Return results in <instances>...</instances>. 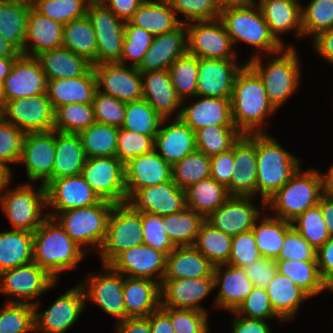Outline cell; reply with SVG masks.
<instances>
[{"instance_id":"obj_1","label":"cell","mask_w":333,"mask_h":333,"mask_svg":"<svg viewBox=\"0 0 333 333\" xmlns=\"http://www.w3.org/2000/svg\"><path fill=\"white\" fill-rule=\"evenodd\" d=\"M230 103L233 123L242 134L266 133V118L277 111L262 79L247 62L235 77Z\"/></svg>"},{"instance_id":"obj_2","label":"cell","mask_w":333,"mask_h":333,"mask_svg":"<svg viewBox=\"0 0 333 333\" xmlns=\"http://www.w3.org/2000/svg\"><path fill=\"white\" fill-rule=\"evenodd\" d=\"M32 249L33 262L57 281L62 271L77 268L86 255L56 219L50 216L33 232Z\"/></svg>"},{"instance_id":"obj_3","label":"cell","mask_w":333,"mask_h":333,"mask_svg":"<svg viewBox=\"0 0 333 333\" xmlns=\"http://www.w3.org/2000/svg\"><path fill=\"white\" fill-rule=\"evenodd\" d=\"M219 19L223 22L234 48L238 42L253 46L252 54L245 59L246 62L260 55H269V59L272 57L270 55L283 48L270 33L258 5L240 3L224 6Z\"/></svg>"},{"instance_id":"obj_4","label":"cell","mask_w":333,"mask_h":333,"mask_svg":"<svg viewBox=\"0 0 333 333\" xmlns=\"http://www.w3.org/2000/svg\"><path fill=\"white\" fill-rule=\"evenodd\" d=\"M298 55L295 47H283L273 53L267 63L262 59L268 55H260L247 61L262 79L268 100L277 110L301 86L302 68Z\"/></svg>"},{"instance_id":"obj_5","label":"cell","mask_w":333,"mask_h":333,"mask_svg":"<svg viewBox=\"0 0 333 333\" xmlns=\"http://www.w3.org/2000/svg\"><path fill=\"white\" fill-rule=\"evenodd\" d=\"M269 133H256L257 196L269 200L300 169V158ZM260 193V194H259Z\"/></svg>"},{"instance_id":"obj_6","label":"cell","mask_w":333,"mask_h":333,"mask_svg":"<svg viewBox=\"0 0 333 333\" xmlns=\"http://www.w3.org/2000/svg\"><path fill=\"white\" fill-rule=\"evenodd\" d=\"M323 195L320 172L300 169L269 200L266 209L273 216L292 222L310 207L319 204ZM275 214V215H274Z\"/></svg>"},{"instance_id":"obj_7","label":"cell","mask_w":333,"mask_h":333,"mask_svg":"<svg viewBox=\"0 0 333 333\" xmlns=\"http://www.w3.org/2000/svg\"><path fill=\"white\" fill-rule=\"evenodd\" d=\"M7 185L0 192V206L13 230L33 233L48 217L43 213L47 208L46 187L41 184L25 182L9 189ZM3 192V194H2Z\"/></svg>"},{"instance_id":"obj_8","label":"cell","mask_w":333,"mask_h":333,"mask_svg":"<svg viewBox=\"0 0 333 333\" xmlns=\"http://www.w3.org/2000/svg\"><path fill=\"white\" fill-rule=\"evenodd\" d=\"M113 206L114 203L101 200L95 205L59 212L54 218L87 254L94 250L98 252Z\"/></svg>"},{"instance_id":"obj_9","label":"cell","mask_w":333,"mask_h":333,"mask_svg":"<svg viewBox=\"0 0 333 333\" xmlns=\"http://www.w3.org/2000/svg\"><path fill=\"white\" fill-rule=\"evenodd\" d=\"M141 212L127 203L114 204L98 254L101 265H108L119 253L143 244Z\"/></svg>"},{"instance_id":"obj_10","label":"cell","mask_w":333,"mask_h":333,"mask_svg":"<svg viewBox=\"0 0 333 333\" xmlns=\"http://www.w3.org/2000/svg\"><path fill=\"white\" fill-rule=\"evenodd\" d=\"M57 283L55 278L35 262L0 273V293L9 296L5 302L34 305L41 295L55 288Z\"/></svg>"},{"instance_id":"obj_11","label":"cell","mask_w":333,"mask_h":333,"mask_svg":"<svg viewBox=\"0 0 333 333\" xmlns=\"http://www.w3.org/2000/svg\"><path fill=\"white\" fill-rule=\"evenodd\" d=\"M102 271L88 274L80 285L85 294V301L93 302L103 312L116 318V322L126 319L123 299L125 276L114 271L109 265H102Z\"/></svg>"},{"instance_id":"obj_12","label":"cell","mask_w":333,"mask_h":333,"mask_svg":"<svg viewBox=\"0 0 333 333\" xmlns=\"http://www.w3.org/2000/svg\"><path fill=\"white\" fill-rule=\"evenodd\" d=\"M81 175L101 200L126 202L125 165L116 156L87 158Z\"/></svg>"},{"instance_id":"obj_13","label":"cell","mask_w":333,"mask_h":333,"mask_svg":"<svg viewBox=\"0 0 333 333\" xmlns=\"http://www.w3.org/2000/svg\"><path fill=\"white\" fill-rule=\"evenodd\" d=\"M41 301L34 307L35 333H65L78 321L86 308L85 294L80 284L70 288L40 312Z\"/></svg>"},{"instance_id":"obj_14","label":"cell","mask_w":333,"mask_h":333,"mask_svg":"<svg viewBox=\"0 0 333 333\" xmlns=\"http://www.w3.org/2000/svg\"><path fill=\"white\" fill-rule=\"evenodd\" d=\"M188 52L204 59H237L238 52L218 18L186 24Z\"/></svg>"},{"instance_id":"obj_15","label":"cell","mask_w":333,"mask_h":333,"mask_svg":"<svg viewBox=\"0 0 333 333\" xmlns=\"http://www.w3.org/2000/svg\"><path fill=\"white\" fill-rule=\"evenodd\" d=\"M97 42V65L120 62L123 52L125 22L104 5H89L87 13Z\"/></svg>"},{"instance_id":"obj_16","label":"cell","mask_w":333,"mask_h":333,"mask_svg":"<svg viewBox=\"0 0 333 333\" xmlns=\"http://www.w3.org/2000/svg\"><path fill=\"white\" fill-rule=\"evenodd\" d=\"M2 117L25 134L54 130V109L47 93L7 101Z\"/></svg>"},{"instance_id":"obj_17","label":"cell","mask_w":333,"mask_h":333,"mask_svg":"<svg viewBox=\"0 0 333 333\" xmlns=\"http://www.w3.org/2000/svg\"><path fill=\"white\" fill-rule=\"evenodd\" d=\"M55 162V130L26 133L18 164L25 166L28 183L40 181L46 185L53 179Z\"/></svg>"},{"instance_id":"obj_18","label":"cell","mask_w":333,"mask_h":333,"mask_svg":"<svg viewBox=\"0 0 333 333\" xmlns=\"http://www.w3.org/2000/svg\"><path fill=\"white\" fill-rule=\"evenodd\" d=\"M92 67L100 92L125 103L143 99L142 74L137 67L119 62Z\"/></svg>"},{"instance_id":"obj_19","label":"cell","mask_w":333,"mask_h":333,"mask_svg":"<svg viewBox=\"0 0 333 333\" xmlns=\"http://www.w3.org/2000/svg\"><path fill=\"white\" fill-rule=\"evenodd\" d=\"M254 199L255 197L231 196L213 211L206 220L215 228L231 237L251 230L263 215L262 213L267 211L265 201H262V207L258 209Z\"/></svg>"},{"instance_id":"obj_20","label":"cell","mask_w":333,"mask_h":333,"mask_svg":"<svg viewBox=\"0 0 333 333\" xmlns=\"http://www.w3.org/2000/svg\"><path fill=\"white\" fill-rule=\"evenodd\" d=\"M45 187L46 209H51L47 214L53 218L59 212L95 205L101 201L81 174L52 179Z\"/></svg>"},{"instance_id":"obj_21","label":"cell","mask_w":333,"mask_h":333,"mask_svg":"<svg viewBox=\"0 0 333 333\" xmlns=\"http://www.w3.org/2000/svg\"><path fill=\"white\" fill-rule=\"evenodd\" d=\"M166 255L146 244L119 253L108 265L129 278L150 279L162 283Z\"/></svg>"},{"instance_id":"obj_22","label":"cell","mask_w":333,"mask_h":333,"mask_svg":"<svg viewBox=\"0 0 333 333\" xmlns=\"http://www.w3.org/2000/svg\"><path fill=\"white\" fill-rule=\"evenodd\" d=\"M237 60L198 58L196 96L231 98L235 77L246 63Z\"/></svg>"},{"instance_id":"obj_23","label":"cell","mask_w":333,"mask_h":333,"mask_svg":"<svg viewBox=\"0 0 333 333\" xmlns=\"http://www.w3.org/2000/svg\"><path fill=\"white\" fill-rule=\"evenodd\" d=\"M213 290H215L214 277L163 279L160 284V307L193 309L209 313L200 303Z\"/></svg>"},{"instance_id":"obj_24","label":"cell","mask_w":333,"mask_h":333,"mask_svg":"<svg viewBox=\"0 0 333 333\" xmlns=\"http://www.w3.org/2000/svg\"><path fill=\"white\" fill-rule=\"evenodd\" d=\"M125 203L136 212L145 211L160 216L174 214L186 207L185 192L173 179L134 191Z\"/></svg>"},{"instance_id":"obj_25","label":"cell","mask_w":333,"mask_h":333,"mask_svg":"<svg viewBox=\"0 0 333 333\" xmlns=\"http://www.w3.org/2000/svg\"><path fill=\"white\" fill-rule=\"evenodd\" d=\"M227 191L230 196L256 198V133L242 134L234 143V170Z\"/></svg>"},{"instance_id":"obj_26","label":"cell","mask_w":333,"mask_h":333,"mask_svg":"<svg viewBox=\"0 0 333 333\" xmlns=\"http://www.w3.org/2000/svg\"><path fill=\"white\" fill-rule=\"evenodd\" d=\"M7 101L47 92V79L35 57L20 55L3 82Z\"/></svg>"},{"instance_id":"obj_27","label":"cell","mask_w":333,"mask_h":333,"mask_svg":"<svg viewBox=\"0 0 333 333\" xmlns=\"http://www.w3.org/2000/svg\"><path fill=\"white\" fill-rule=\"evenodd\" d=\"M172 179V166L154 149L125 164L126 199L137 190Z\"/></svg>"},{"instance_id":"obj_28","label":"cell","mask_w":333,"mask_h":333,"mask_svg":"<svg viewBox=\"0 0 333 333\" xmlns=\"http://www.w3.org/2000/svg\"><path fill=\"white\" fill-rule=\"evenodd\" d=\"M190 99L194 102H188ZM179 118L194 132L210 125H234L230 98L194 96L183 100Z\"/></svg>"},{"instance_id":"obj_29","label":"cell","mask_w":333,"mask_h":333,"mask_svg":"<svg viewBox=\"0 0 333 333\" xmlns=\"http://www.w3.org/2000/svg\"><path fill=\"white\" fill-rule=\"evenodd\" d=\"M187 51V28L186 24H181L171 32L153 37L151 46L137 69L140 72L168 70Z\"/></svg>"},{"instance_id":"obj_30","label":"cell","mask_w":333,"mask_h":333,"mask_svg":"<svg viewBox=\"0 0 333 333\" xmlns=\"http://www.w3.org/2000/svg\"><path fill=\"white\" fill-rule=\"evenodd\" d=\"M213 275L214 288H219L213 306L228 312H234L254 288L243 268L215 265Z\"/></svg>"},{"instance_id":"obj_31","label":"cell","mask_w":333,"mask_h":333,"mask_svg":"<svg viewBox=\"0 0 333 333\" xmlns=\"http://www.w3.org/2000/svg\"><path fill=\"white\" fill-rule=\"evenodd\" d=\"M143 99L162 119L179 118L182 100L178 97L169 70L141 72ZM176 115H175V114Z\"/></svg>"},{"instance_id":"obj_32","label":"cell","mask_w":333,"mask_h":333,"mask_svg":"<svg viewBox=\"0 0 333 333\" xmlns=\"http://www.w3.org/2000/svg\"><path fill=\"white\" fill-rule=\"evenodd\" d=\"M163 119L160 129L154 138V149L171 166L195 151V132L180 118L168 123Z\"/></svg>"},{"instance_id":"obj_33","label":"cell","mask_w":333,"mask_h":333,"mask_svg":"<svg viewBox=\"0 0 333 333\" xmlns=\"http://www.w3.org/2000/svg\"><path fill=\"white\" fill-rule=\"evenodd\" d=\"M259 8L269 26L270 33L280 45L295 47L292 44L286 46L281 37L290 31L294 32L293 35L297 39H303L299 0H265L259 5Z\"/></svg>"},{"instance_id":"obj_34","label":"cell","mask_w":333,"mask_h":333,"mask_svg":"<svg viewBox=\"0 0 333 333\" xmlns=\"http://www.w3.org/2000/svg\"><path fill=\"white\" fill-rule=\"evenodd\" d=\"M64 25L30 8L24 37L23 55L38 54L62 47Z\"/></svg>"},{"instance_id":"obj_35","label":"cell","mask_w":333,"mask_h":333,"mask_svg":"<svg viewBox=\"0 0 333 333\" xmlns=\"http://www.w3.org/2000/svg\"><path fill=\"white\" fill-rule=\"evenodd\" d=\"M97 91L93 67L83 76L47 80V96L54 111L70 103H92Z\"/></svg>"},{"instance_id":"obj_36","label":"cell","mask_w":333,"mask_h":333,"mask_svg":"<svg viewBox=\"0 0 333 333\" xmlns=\"http://www.w3.org/2000/svg\"><path fill=\"white\" fill-rule=\"evenodd\" d=\"M123 299L126 319L148 317L161 306L160 283L150 279L125 276Z\"/></svg>"},{"instance_id":"obj_37","label":"cell","mask_w":333,"mask_h":333,"mask_svg":"<svg viewBox=\"0 0 333 333\" xmlns=\"http://www.w3.org/2000/svg\"><path fill=\"white\" fill-rule=\"evenodd\" d=\"M214 265L194 246H178L166 256L163 279L214 277Z\"/></svg>"},{"instance_id":"obj_38","label":"cell","mask_w":333,"mask_h":333,"mask_svg":"<svg viewBox=\"0 0 333 333\" xmlns=\"http://www.w3.org/2000/svg\"><path fill=\"white\" fill-rule=\"evenodd\" d=\"M35 58L47 80L83 76L92 68V63L86 58L64 47L42 52Z\"/></svg>"},{"instance_id":"obj_39","label":"cell","mask_w":333,"mask_h":333,"mask_svg":"<svg viewBox=\"0 0 333 333\" xmlns=\"http://www.w3.org/2000/svg\"><path fill=\"white\" fill-rule=\"evenodd\" d=\"M275 314L287 322L296 317L300 306L311 297L289 277L276 273L266 288Z\"/></svg>"},{"instance_id":"obj_40","label":"cell","mask_w":333,"mask_h":333,"mask_svg":"<svg viewBox=\"0 0 333 333\" xmlns=\"http://www.w3.org/2000/svg\"><path fill=\"white\" fill-rule=\"evenodd\" d=\"M167 0H145L129 22L152 35L171 32L182 23Z\"/></svg>"},{"instance_id":"obj_41","label":"cell","mask_w":333,"mask_h":333,"mask_svg":"<svg viewBox=\"0 0 333 333\" xmlns=\"http://www.w3.org/2000/svg\"><path fill=\"white\" fill-rule=\"evenodd\" d=\"M86 160L78 134L55 131L53 179L80 175Z\"/></svg>"},{"instance_id":"obj_42","label":"cell","mask_w":333,"mask_h":333,"mask_svg":"<svg viewBox=\"0 0 333 333\" xmlns=\"http://www.w3.org/2000/svg\"><path fill=\"white\" fill-rule=\"evenodd\" d=\"M31 7L24 0H0V34L22 55Z\"/></svg>"},{"instance_id":"obj_43","label":"cell","mask_w":333,"mask_h":333,"mask_svg":"<svg viewBox=\"0 0 333 333\" xmlns=\"http://www.w3.org/2000/svg\"><path fill=\"white\" fill-rule=\"evenodd\" d=\"M33 233L23 230L0 232V273L33 262Z\"/></svg>"},{"instance_id":"obj_44","label":"cell","mask_w":333,"mask_h":333,"mask_svg":"<svg viewBox=\"0 0 333 333\" xmlns=\"http://www.w3.org/2000/svg\"><path fill=\"white\" fill-rule=\"evenodd\" d=\"M185 205L205 219L231 196L227 188L213 178H207L184 190Z\"/></svg>"},{"instance_id":"obj_45","label":"cell","mask_w":333,"mask_h":333,"mask_svg":"<svg viewBox=\"0 0 333 333\" xmlns=\"http://www.w3.org/2000/svg\"><path fill=\"white\" fill-rule=\"evenodd\" d=\"M62 47L97 65L96 35L87 15L64 24Z\"/></svg>"},{"instance_id":"obj_46","label":"cell","mask_w":333,"mask_h":333,"mask_svg":"<svg viewBox=\"0 0 333 333\" xmlns=\"http://www.w3.org/2000/svg\"><path fill=\"white\" fill-rule=\"evenodd\" d=\"M263 214L252 228L259 254L277 259L282 249L286 231L292 226L281 218Z\"/></svg>"},{"instance_id":"obj_47","label":"cell","mask_w":333,"mask_h":333,"mask_svg":"<svg viewBox=\"0 0 333 333\" xmlns=\"http://www.w3.org/2000/svg\"><path fill=\"white\" fill-rule=\"evenodd\" d=\"M276 262L277 271L293 280L311 298L320 295L323 291H332L322 280L317 261L276 259Z\"/></svg>"},{"instance_id":"obj_48","label":"cell","mask_w":333,"mask_h":333,"mask_svg":"<svg viewBox=\"0 0 333 333\" xmlns=\"http://www.w3.org/2000/svg\"><path fill=\"white\" fill-rule=\"evenodd\" d=\"M165 232L175 247L193 246L205 218L187 206L174 214L162 216Z\"/></svg>"},{"instance_id":"obj_49","label":"cell","mask_w":333,"mask_h":333,"mask_svg":"<svg viewBox=\"0 0 333 333\" xmlns=\"http://www.w3.org/2000/svg\"><path fill=\"white\" fill-rule=\"evenodd\" d=\"M231 245L232 237L218 230L205 219L193 246L215 266L228 262Z\"/></svg>"},{"instance_id":"obj_50","label":"cell","mask_w":333,"mask_h":333,"mask_svg":"<svg viewBox=\"0 0 333 333\" xmlns=\"http://www.w3.org/2000/svg\"><path fill=\"white\" fill-rule=\"evenodd\" d=\"M119 128L95 122L78 136L87 158L116 156Z\"/></svg>"},{"instance_id":"obj_51","label":"cell","mask_w":333,"mask_h":333,"mask_svg":"<svg viewBox=\"0 0 333 333\" xmlns=\"http://www.w3.org/2000/svg\"><path fill=\"white\" fill-rule=\"evenodd\" d=\"M242 133L235 125H210L195 132L196 148L211 157L232 148Z\"/></svg>"},{"instance_id":"obj_52","label":"cell","mask_w":333,"mask_h":333,"mask_svg":"<svg viewBox=\"0 0 333 333\" xmlns=\"http://www.w3.org/2000/svg\"><path fill=\"white\" fill-rule=\"evenodd\" d=\"M210 174V157L197 149L172 165V179L182 190L210 178Z\"/></svg>"},{"instance_id":"obj_53","label":"cell","mask_w":333,"mask_h":333,"mask_svg":"<svg viewBox=\"0 0 333 333\" xmlns=\"http://www.w3.org/2000/svg\"><path fill=\"white\" fill-rule=\"evenodd\" d=\"M162 121L155 109L145 99H140L126 103L125 118L121 128L155 137Z\"/></svg>"},{"instance_id":"obj_54","label":"cell","mask_w":333,"mask_h":333,"mask_svg":"<svg viewBox=\"0 0 333 333\" xmlns=\"http://www.w3.org/2000/svg\"><path fill=\"white\" fill-rule=\"evenodd\" d=\"M172 85L183 101L196 96L198 57L188 51L177 58L169 67Z\"/></svg>"},{"instance_id":"obj_55","label":"cell","mask_w":333,"mask_h":333,"mask_svg":"<svg viewBox=\"0 0 333 333\" xmlns=\"http://www.w3.org/2000/svg\"><path fill=\"white\" fill-rule=\"evenodd\" d=\"M95 122L92 103H70L54 111V130L58 132L78 134Z\"/></svg>"},{"instance_id":"obj_56","label":"cell","mask_w":333,"mask_h":333,"mask_svg":"<svg viewBox=\"0 0 333 333\" xmlns=\"http://www.w3.org/2000/svg\"><path fill=\"white\" fill-rule=\"evenodd\" d=\"M303 38L312 41L321 32L333 28V0H310L301 3Z\"/></svg>"},{"instance_id":"obj_57","label":"cell","mask_w":333,"mask_h":333,"mask_svg":"<svg viewBox=\"0 0 333 333\" xmlns=\"http://www.w3.org/2000/svg\"><path fill=\"white\" fill-rule=\"evenodd\" d=\"M292 227L316 250L330 237L327 224L317 204L301 213L291 222Z\"/></svg>"},{"instance_id":"obj_58","label":"cell","mask_w":333,"mask_h":333,"mask_svg":"<svg viewBox=\"0 0 333 333\" xmlns=\"http://www.w3.org/2000/svg\"><path fill=\"white\" fill-rule=\"evenodd\" d=\"M0 308V333H35L34 307L29 303L5 302Z\"/></svg>"},{"instance_id":"obj_59","label":"cell","mask_w":333,"mask_h":333,"mask_svg":"<svg viewBox=\"0 0 333 333\" xmlns=\"http://www.w3.org/2000/svg\"><path fill=\"white\" fill-rule=\"evenodd\" d=\"M85 0H36L32 7L41 15L60 22L63 25L87 13Z\"/></svg>"},{"instance_id":"obj_60","label":"cell","mask_w":333,"mask_h":333,"mask_svg":"<svg viewBox=\"0 0 333 333\" xmlns=\"http://www.w3.org/2000/svg\"><path fill=\"white\" fill-rule=\"evenodd\" d=\"M153 37L145 29L125 22L123 52L119 63L137 67L151 46ZM128 61L131 63L128 64Z\"/></svg>"},{"instance_id":"obj_61","label":"cell","mask_w":333,"mask_h":333,"mask_svg":"<svg viewBox=\"0 0 333 333\" xmlns=\"http://www.w3.org/2000/svg\"><path fill=\"white\" fill-rule=\"evenodd\" d=\"M182 24L214 20L220 17L221 7L215 0H167Z\"/></svg>"},{"instance_id":"obj_62","label":"cell","mask_w":333,"mask_h":333,"mask_svg":"<svg viewBox=\"0 0 333 333\" xmlns=\"http://www.w3.org/2000/svg\"><path fill=\"white\" fill-rule=\"evenodd\" d=\"M154 138L119 128L116 157L125 165L136 156L154 150Z\"/></svg>"},{"instance_id":"obj_63","label":"cell","mask_w":333,"mask_h":333,"mask_svg":"<svg viewBox=\"0 0 333 333\" xmlns=\"http://www.w3.org/2000/svg\"><path fill=\"white\" fill-rule=\"evenodd\" d=\"M169 317L175 333H206L209 314L193 309L160 307Z\"/></svg>"},{"instance_id":"obj_64","label":"cell","mask_w":333,"mask_h":333,"mask_svg":"<svg viewBox=\"0 0 333 333\" xmlns=\"http://www.w3.org/2000/svg\"><path fill=\"white\" fill-rule=\"evenodd\" d=\"M92 104L95 121L97 123L107 124L117 128L123 125L126 111L125 102L97 90Z\"/></svg>"},{"instance_id":"obj_65","label":"cell","mask_w":333,"mask_h":333,"mask_svg":"<svg viewBox=\"0 0 333 333\" xmlns=\"http://www.w3.org/2000/svg\"><path fill=\"white\" fill-rule=\"evenodd\" d=\"M143 243L163 252L166 256L175 249L165 232L162 216L141 212Z\"/></svg>"},{"instance_id":"obj_66","label":"cell","mask_w":333,"mask_h":333,"mask_svg":"<svg viewBox=\"0 0 333 333\" xmlns=\"http://www.w3.org/2000/svg\"><path fill=\"white\" fill-rule=\"evenodd\" d=\"M234 313L254 319H279L281 323L283 322L275 314L267 291L262 287H254Z\"/></svg>"},{"instance_id":"obj_67","label":"cell","mask_w":333,"mask_h":333,"mask_svg":"<svg viewBox=\"0 0 333 333\" xmlns=\"http://www.w3.org/2000/svg\"><path fill=\"white\" fill-rule=\"evenodd\" d=\"M24 135L21 129L0 119V160L9 168L19 163Z\"/></svg>"},{"instance_id":"obj_68","label":"cell","mask_w":333,"mask_h":333,"mask_svg":"<svg viewBox=\"0 0 333 333\" xmlns=\"http://www.w3.org/2000/svg\"><path fill=\"white\" fill-rule=\"evenodd\" d=\"M260 257L261 255L251 229L232 237L231 253L226 264L244 268Z\"/></svg>"},{"instance_id":"obj_69","label":"cell","mask_w":333,"mask_h":333,"mask_svg":"<svg viewBox=\"0 0 333 333\" xmlns=\"http://www.w3.org/2000/svg\"><path fill=\"white\" fill-rule=\"evenodd\" d=\"M314 249L292 226L286 231L284 243L277 259L317 261Z\"/></svg>"},{"instance_id":"obj_70","label":"cell","mask_w":333,"mask_h":333,"mask_svg":"<svg viewBox=\"0 0 333 333\" xmlns=\"http://www.w3.org/2000/svg\"><path fill=\"white\" fill-rule=\"evenodd\" d=\"M243 269L254 287H262L264 289L268 287V284L278 272L276 260L263 256L254 261L251 265H246Z\"/></svg>"},{"instance_id":"obj_71","label":"cell","mask_w":333,"mask_h":333,"mask_svg":"<svg viewBox=\"0 0 333 333\" xmlns=\"http://www.w3.org/2000/svg\"><path fill=\"white\" fill-rule=\"evenodd\" d=\"M210 177L228 187L234 170V144L231 149L210 157Z\"/></svg>"},{"instance_id":"obj_72","label":"cell","mask_w":333,"mask_h":333,"mask_svg":"<svg viewBox=\"0 0 333 333\" xmlns=\"http://www.w3.org/2000/svg\"><path fill=\"white\" fill-rule=\"evenodd\" d=\"M316 258L320 276L333 292V236L317 250Z\"/></svg>"},{"instance_id":"obj_73","label":"cell","mask_w":333,"mask_h":333,"mask_svg":"<svg viewBox=\"0 0 333 333\" xmlns=\"http://www.w3.org/2000/svg\"><path fill=\"white\" fill-rule=\"evenodd\" d=\"M233 313L231 333H272L269 320L254 319Z\"/></svg>"},{"instance_id":"obj_74","label":"cell","mask_w":333,"mask_h":333,"mask_svg":"<svg viewBox=\"0 0 333 333\" xmlns=\"http://www.w3.org/2000/svg\"><path fill=\"white\" fill-rule=\"evenodd\" d=\"M145 0H107L104 6L124 22L129 21Z\"/></svg>"},{"instance_id":"obj_75","label":"cell","mask_w":333,"mask_h":333,"mask_svg":"<svg viewBox=\"0 0 333 333\" xmlns=\"http://www.w3.org/2000/svg\"><path fill=\"white\" fill-rule=\"evenodd\" d=\"M315 54L333 64V28L321 32L312 41Z\"/></svg>"},{"instance_id":"obj_76","label":"cell","mask_w":333,"mask_h":333,"mask_svg":"<svg viewBox=\"0 0 333 333\" xmlns=\"http://www.w3.org/2000/svg\"><path fill=\"white\" fill-rule=\"evenodd\" d=\"M115 333H151L147 317L127 318L115 323Z\"/></svg>"},{"instance_id":"obj_77","label":"cell","mask_w":333,"mask_h":333,"mask_svg":"<svg viewBox=\"0 0 333 333\" xmlns=\"http://www.w3.org/2000/svg\"><path fill=\"white\" fill-rule=\"evenodd\" d=\"M147 318L151 333H175L170 317L161 308L152 312Z\"/></svg>"},{"instance_id":"obj_78","label":"cell","mask_w":333,"mask_h":333,"mask_svg":"<svg viewBox=\"0 0 333 333\" xmlns=\"http://www.w3.org/2000/svg\"><path fill=\"white\" fill-rule=\"evenodd\" d=\"M319 205L327 224L328 232L333 236V198L322 195Z\"/></svg>"},{"instance_id":"obj_79","label":"cell","mask_w":333,"mask_h":333,"mask_svg":"<svg viewBox=\"0 0 333 333\" xmlns=\"http://www.w3.org/2000/svg\"><path fill=\"white\" fill-rule=\"evenodd\" d=\"M323 195L333 198V163L329 166L328 171L321 173Z\"/></svg>"},{"instance_id":"obj_80","label":"cell","mask_w":333,"mask_h":333,"mask_svg":"<svg viewBox=\"0 0 333 333\" xmlns=\"http://www.w3.org/2000/svg\"><path fill=\"white\" fill-rule=\"evenodd\" d=\"M21 53L0 34V57H19Z\"/></svg>"}]
</instances>
